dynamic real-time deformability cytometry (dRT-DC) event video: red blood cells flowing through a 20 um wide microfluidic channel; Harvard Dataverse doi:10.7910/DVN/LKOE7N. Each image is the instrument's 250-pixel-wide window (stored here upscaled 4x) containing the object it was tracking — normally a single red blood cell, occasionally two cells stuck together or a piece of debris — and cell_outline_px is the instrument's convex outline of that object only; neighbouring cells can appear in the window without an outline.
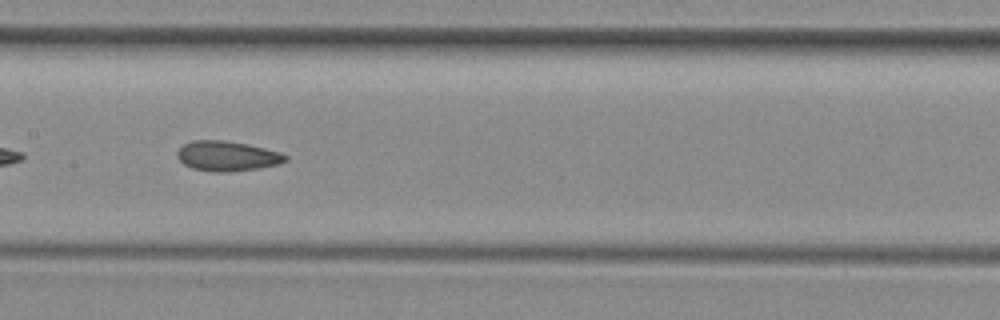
{"species": "common noctule bat (a hibernating species)", "species_latin": "Nyctalus noctula", "temperature_condition": "room temperature", "stored_images_in_passage": 31, "camera_frame_rate_fps": 3000, "um_per_image_px": 0.085, "animal": {"sex": "female", "body_mass_g": 29.2, "forearm_length_mm": 56.3}, "frame": {"image": 1, "passage_image": 14, "time_ms": 4.333, "image_size_px": [1000, 320], "cell_outline_px": [[288, 160], [280, 164], [256, 168], [228, 172], [212, 172], [192, 168], [184, 164], [176, 156], [176, 152], [184, 144], [192, 140], [220, 140], [248, 144], [280, 152], [288, 156]], "centroid_in_image_um": [19.3, 13.26], "position_along_channel_um": 188.1, "area_um2": 18.9}, "authors_computed_cell_mechanics": {"area_um2": 18.6116, "velocity_mm_per_s": 3.9843, "shape_relaxation_time_tau1_ms": null, "shape_relaxation_time_tau2_ms": 2.2693, "deformation_change_tau1": null, "deformation_change_tau2": 0.0836}}